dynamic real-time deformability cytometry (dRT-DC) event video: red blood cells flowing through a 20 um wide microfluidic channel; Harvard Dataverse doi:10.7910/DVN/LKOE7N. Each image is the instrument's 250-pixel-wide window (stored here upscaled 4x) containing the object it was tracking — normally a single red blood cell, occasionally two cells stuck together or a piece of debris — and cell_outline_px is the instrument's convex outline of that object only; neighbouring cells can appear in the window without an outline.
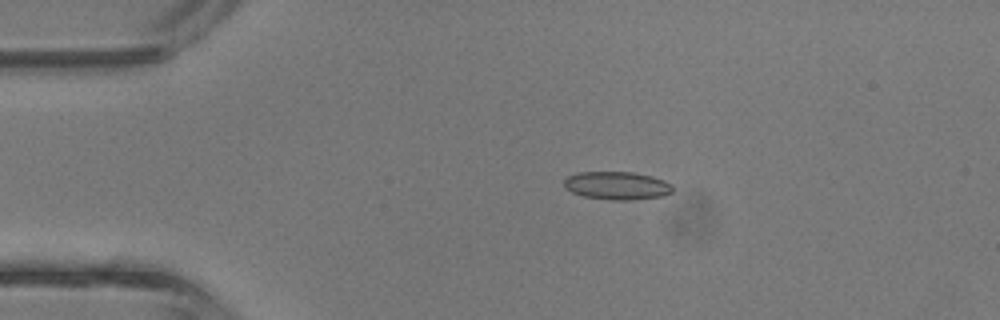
{"species": "common noctule bat (a hibernating species)", "species_latin": "Nyctalus noctula", "temperature_condition": "room temperature", "stored_images_in_passage": 37, "camera_frame_rate_fps": 3000, "um_per_image_px": 0.085, "animal": {"sex": "male", "body_mass_g": 13.3}, "frame": {"image": 1, "passage_image": 4, "time_ms": 1.0, "image_size_px": [1000, 320], "cell_outline_px": [[672, 192], [664, 196], [632, 200], [608, 200], [584, 196], [572, 192], [564, 188], [564, 180], [568, 176], [580, 172], [632, 172], [652, 176], [664, 180], [672, 184]], "centroid_in_image_um": [52.46, 15.78], "position_along_channel_um": 32.5, "area_um2": 17.86}}
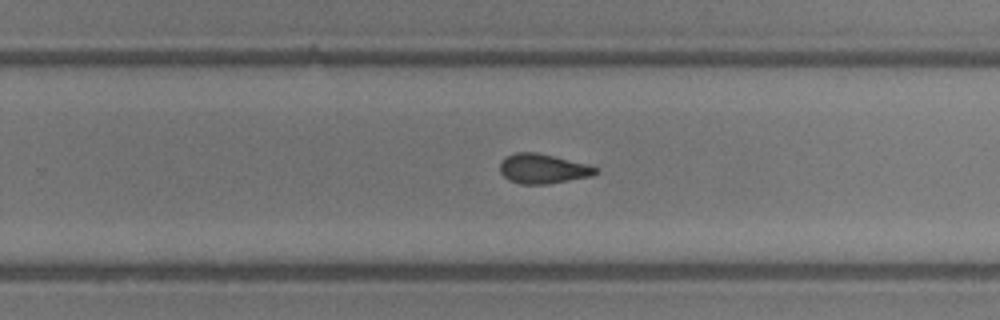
{"frame": {"image": 2, "passage_image": 22, "time_ms": 7.0, "image_size_px": [1000, 320], "cell_outline_px": [[600, 172], [592, 176], [548, 184], [520, 184], [508, 180], [500, 172], [500, 164], [508, 156], [516, 152], [536, 152], [588, 164], [600, 168]], "centroid_in_image_um": [46.2, 14.35], "position_along_channel_um": 283.6, "area_um2": 16.59}}
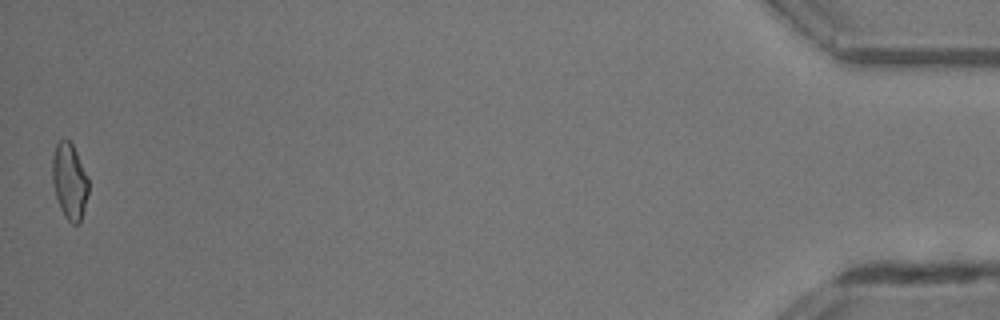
{"frame": {"image": 3, "passage_image": 37, "time_ms": 12.0, "image_size_px": [1000, 320], "cell_outline_px": [[88, 192], [80, 220], [76, 224], [72, 224], [64, 216], [60, 208], [56, 196], [52, 180], [52, 156], [56, 144], [60, 140], [68, 140], [72, 144], [88, 176]], "centroid_in_image_um": [5.89, 15.38], "position_along_channel_um": 429.3, "area_um2": 15.78}, "authors_computed_cell_mechanics": {"area_um2": 16.7042, "velocity_mm_per_s": 4.9143, "shape_relaxation_time_tau1_ms": 6.2175, "shape_relaxation_time_tau2_ms": 1.4242, "deformation_change_tau1": 0.1709, "deformation_change_tau2": 0.0825}}